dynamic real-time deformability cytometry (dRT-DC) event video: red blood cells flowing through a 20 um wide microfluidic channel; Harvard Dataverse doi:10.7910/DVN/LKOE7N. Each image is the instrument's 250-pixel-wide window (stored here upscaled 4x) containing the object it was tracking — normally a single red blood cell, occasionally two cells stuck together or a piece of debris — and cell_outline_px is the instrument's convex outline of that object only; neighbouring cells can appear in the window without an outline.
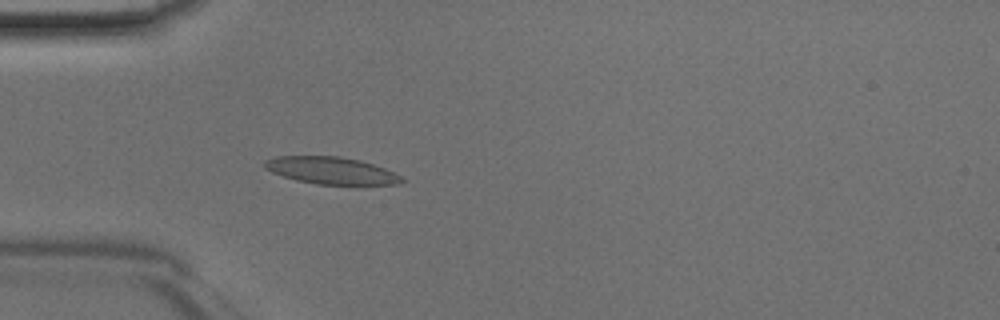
{"species": "Egyptian fruit bat (a non-hibernating species)", "species_latin": "Rousettus aegyptiacus", "temperature_condition": "room temperature", "stored_images_in_passage": 47, "camera_frame_rate_fps": 3000, "um_per_image_px": 0.085, "animal": {"sex": "male"}, "frame": {"image": 1, "passage_image": 14, "time_ms": 4.333, "image_size_px": [1000, 320], "cell_outline_px": [[408, 180], [400, 184], [316, 184], [296, 180], [272, 172], [264, 168], [264, 160], [276, 156], [340, 156], [360, 160], [384, 168]], "centroid_in_image_um": [28.14, 14.49], "position_along_channel_um": 56.9, "area_um2": 21.56}}
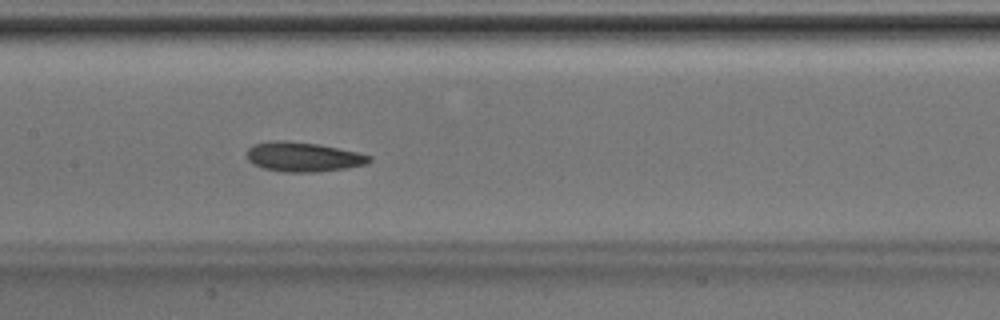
{"frame": {"image": 2, "passage_image": 23, "time_ms": 7.333, "image_size_px": [1000, 320], "cell_outline_px": [[372, 160], [368, 164], [348, 168], [316, 172], [284, 172], [264, 168], [252, 164], [248, 160], [248, 148], [252, 144], [276, 140], [284, 140], [320, 144], [356, 152], [372, 156]], "centroid_in_image_um": [25.79, 13.33], "position_along_channel_um": 181.6, "area_um2": 21.21}}
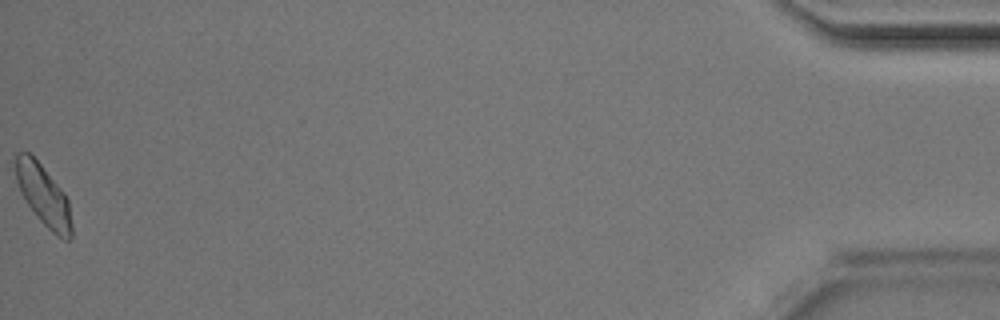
{"frame": {"image": 3, "passage_image": 47, "time_ms": 15.333, "image_size_px": [1000, 320], "cell_outline_px": [[72, 236], [68, 240], [64, 240], [56, 236], [36, 216], [28, 204], [16, 180], [12, 152], [28, 152], [40, 164], [64, 192], [68, 200], [72, 224]], "centroid_in_image_um": [3.68, 16.58], "position_along_channel_um": 431.5, "area_um2": 19.88}}